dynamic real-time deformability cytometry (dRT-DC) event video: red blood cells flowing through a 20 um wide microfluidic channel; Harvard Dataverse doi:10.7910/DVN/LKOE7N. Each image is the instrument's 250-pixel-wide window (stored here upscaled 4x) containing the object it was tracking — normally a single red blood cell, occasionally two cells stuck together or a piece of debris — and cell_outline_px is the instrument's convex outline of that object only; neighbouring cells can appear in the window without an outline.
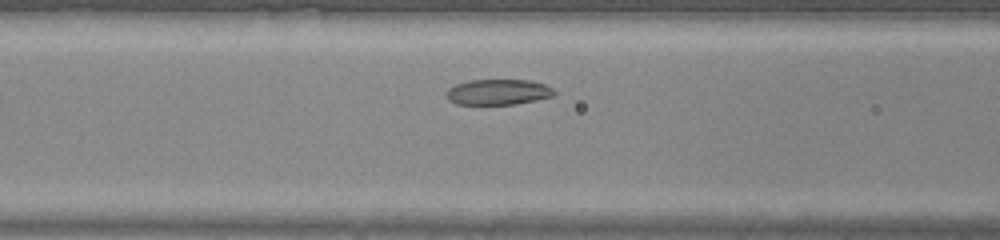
{"species": "common noctule bat (a hibernating species)", "species_latin": "Nyctalus noctula", "temperature_condition": "warm", "stored_images_in_passage": 29, "camera_frame_rate_fps": 3000, "um_per_image_px": 0.085, "animal": {"sex": "male", "body_mass_g": 20.0, "forearm_length_mm": 53.3}, "frame": {"image": 1, "passage_image": 9, "time_ms": 2.667, "image_size_px": [1000, 240], "cell_outline_px": [[556, 92], [552, 96], [536, 100], [516, 104], [456, 104], [448, 100], [448, 88], [456, 84], [468, 80], [532, 80], [544, 84], [552, 88]], "centroid_in_image_um": [42.35, 7.82], "position_along_channel_um": 124.2, "area_um2": 16.01}}
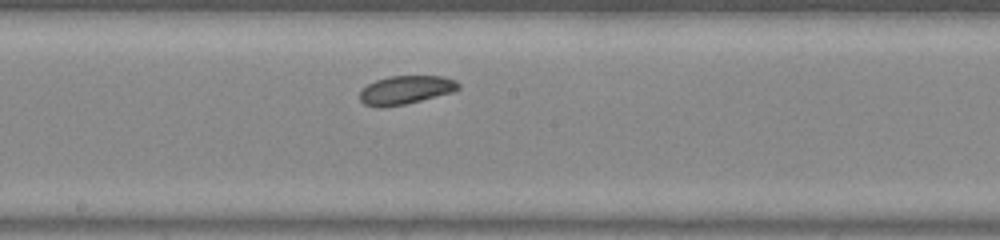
{"frame": {"image": 2, "passage_image": 15, "time_ms": 4.667, "image_size_px": [1000, 240], "cell_outline_px": [[460, 88], [452, 92], [404, 104], [364, 104], [360, 100], [360, 92], [368, 84], [376, 80], [388, 76], [444, 76], [456, 80], [460, 84]], "centroid_in_image_um": [34.56, 7.59], "position_along_channel_um": 213.6, "area_um2": 15.72}}
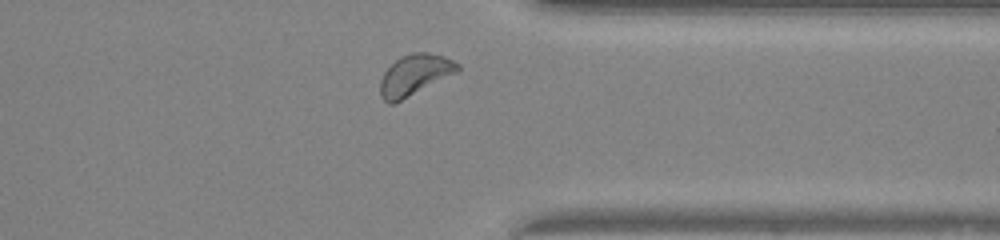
{"frame": {"image": 3, "passage_image": 26, "time_ms": 8.333, "image_size_px": [1000, 240], "cell_outline_px": [[460, 72], [392, 104], [388, 104], [380, 96], [380, 80], [384, 72], [400, 56], [412, 52], [428, 52], [444, 56], [460, 64]], "centroid_in_image_um": [35.28, 6.36], "position_along_channel_um": 376.1, "area_um2": 18.55}}